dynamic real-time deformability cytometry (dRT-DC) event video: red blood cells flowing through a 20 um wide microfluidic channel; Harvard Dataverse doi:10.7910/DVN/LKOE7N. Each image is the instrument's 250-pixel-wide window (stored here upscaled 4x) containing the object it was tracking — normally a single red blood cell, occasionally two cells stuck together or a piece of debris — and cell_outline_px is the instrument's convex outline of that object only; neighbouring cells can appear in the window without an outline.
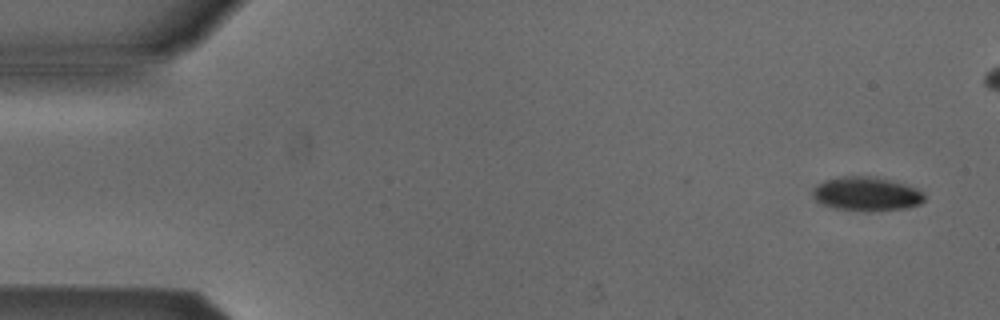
{"species": "Egyptian fruit bat (a non-hibernating species)", "species_latin": "Rousettus aegyptiacus", "temperature_condition": "cold", "stored_images_in_passage": 5, "camera_frame_rate_fps": 3000, "um_per_image_px": 0.085, "animal": {"sex": "male"}, "frame": {"image": 1, "passage_image": 1, "time_ms": 0.0, "image_size_px": [1000, 320], "cell_outline_px": [[924, 200], [920, 204], [908, 208], [876, 212], [864, 212], [832, 208], [820, 204], [812, 196], [812, 188], [816, 184], [824, 180], [840, 176], [876, 176], [908, 184], [924, 192]], "centroid_in_image_um": [73.64, 16.49], "position_along_channel_um": 11.4, "area_um2": 23.0}}